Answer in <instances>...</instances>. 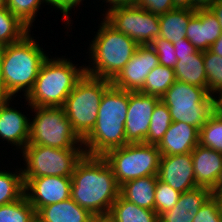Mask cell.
<instances>
[{
  "instance_id": "6da1fadb",
  "label": "cell",
  "mask_w": 222,
  "mask_h": 222,
  "mask_svg": "<svg viewBox=\"0 0 222 222\" xmlns=\"http://www.w3.org/2000/svg\"><path fill=\"white\" fill-rule=\"evenodd\" d=\"M119 195L120 186L107 160L85 154L72 174L71 199L97 216L110 213Z\"/></svg>"
},
{
  "instance_id": "7a4b0ae2",
  "label": "cell",
  "mask_w": 222,
  "mask_h": 222,
  "mask_svg": "<svg viewBox=\"0 0 222 222\" xmlns=\"http://www.w3.org/2000/svg\"><path fill=\"white\" fill-rule=\"evenodd\" d=\"M129 104V91L111 85L103 94L97 121L83 139L86 155L104 156L109 150L128 144L125 121Z\"/></svg>"
},
{
  "instance_id": "3957f363",
  "label": "cell",
  "mask_w": 222,
  "mask_h": 222,
  "mask_svg": "<svg viewBox=\"0 0 222 222\" xmlns=\"http://www.w3.org/2000/svg\"><path fill=\"white\" fill-rule=\"evenodd\" d=\"M37 43L29 32L20 41L0 47L4 98L16 97L21 90L26 97L33 89L38 72L48 57Z\"/></svg>"
},
{
  "instance_id": "277c9868",
  "label": "cell",
  "mask_w": 222,
  "mask_h": 222,
  "mask_svg": "<svg viewBox=\"0 0 222 222\" xmlns=\"http://www.w3.org/2000/svg\"><path fill=\"white\" fill-rule=\"evenodd\" d=\"M75 66L70 58H49L43 62L33 89L25 97L28 105L63 107L66 98L83 77L85 66Z\"/></svg>"
},
{
  "instance_id": "5b68a950",
  "label": "cell",
  "mask_w": 222,
  "mask_h": 222,
  "mask_svg": "<svg viewBox=\"0 0 222 222\" xmlns=\"http://www.w3.org/2000/svg\"><path fill=\"white\" fill-rule=\"evenodd\" d=\"M97 35L89 44L91 66L85 65L86 74L112 81L135 54L138 44L122 32L116 31L104 19ZM93 66V67H92Z\"/></svg>"
},
{
  "instance_id": "8992f818",
  "label": "cell",
  "mask_w": 222,
  "mask_h": 222,
  "mask_svg": "<svg viewBox=\"0 0 222 222\" xmlns=\"http://www.w3.org/2000/svg\"><path fill=\"white\" fill-rule=\"evenodd\" d=\"M111 85L110 80L85 73L66 98V117L82 140L94 128L102 96Z\"/></svg>"
},
{
  "instance_id": "52a82bcc",
  "label": "cell",
  "mask_w": 222,
  "mask_h": 222,
  "mask_svg": "<svg viewBox=\"0 0 222 222\" xmlns=\"http://www.w3.org/2000/svg\"><path fill=\"white\" fill-rule=\"evenodd\" d=\"M29 106L35 117L30 121L28 145L84 149L83 140L73 130L63 107Z\"/></svg>"
},
{
  "instance_id": "ba28073f",
  "label": "cell",
  "mask_w": 222,
  "mask_h": 222,
  "mask_svg": "<svg viewBox=\"0 0 222 222\" xmlns=\"http://www.w3.org/2000/svg\"><path fill=\"white\" fill-rule=\"evenodd\" d=\"M169 108L172 122H184L200 128L216 109V97L205 88L176 80L161 97Z\"/></svg>"
},
{
  "instance_id": "9c48e42d",
  "label": "cell",
  "mask_w": 222,
  "mask_h": 222,
  "mask_svg": "<svg viewBox=\"0 0 222 222\" xmlns=\"http://www.w3.org/2000/svg\"><path fill=\"white\" fill-rule=\"evenodd\" d=\"M112 167L119 186L140 177L157 176L161 153L157 145L128 143L103 156Z\"/></svg>"
},
{
  "instance_id": "30bf717a",
  "label": "cell",
  "mask_w": 222,
  "mask_h": 222,
  "mask_svg": "<svg viewBox=\"0 0 222 222\" xmlns=\"http://www.w3.org/2000/svg\"><path fill=\"white\" fill-rule=\"evenodd\" d=\"M21 153L26 163V168H21L23 178L72 177L77 163L86 154L84 149H61L41 145H27Z\"/></svg>"
},
{
  "instance_id": "8fae6325",
  "label": "cell",
  "mask_w": 222,
  "mask_h": 222,
  "mask_svg": "<svg viewBox=\"0 0 222 222\" xmlns=\"http://www.w3.org/2000/svg\"><path fill=\"white\" fill-rule=\"evenodd\" d=\"M104 20L138 45H150L160 35L159 15L137 5L115 6L106 9Z\"/></svg>"
},
{
  "instance_id": "7c38bea8",
  "label": "cell",
  "mask_w": 222,
  "mask_h": 222,
  "mask_svg": "<svg viewBox=\"0 0 222 222\" xmlns=\"http://www.w3.org/2000/svg\"><path fill=\"white\" fill-rule=\"evenodd\" d=\"M159 65L158 55L150 45H139L111 84L119 89L138 92L143 88L148 74Z\"/></svg>"
},
{
  "instance_id": "4fadbf2b",
  "label": "cell",
  "mask_w": 222,
  "mask_h": 222,
  "mask_svg": "<svg viewBox=\"0 0 222 222\" xmlns=\"http://www.w3.org/2000/svg\"><path fill=\"white\" fill-rule=\"evenodd\" d=\"M24 194L35 211L49 204L71 198L72 177L45 176L23 178Z\"/></svg>"
},
{
  "instance_id": "5bb4252c",
  "label": "cell",
  "mask_w": 222,
  "mask_h": 222,
  "mask_svg": "<svg viewBox=\"0 0 222 222\" xmlns=\"http://www.w3.org/2000/svg\"><path fill=\"white\" fill-rule=\"evenodd\" d=\"M160 100L157 96L129 91L128 112L124 124L127 143H145L153 110Z\"/></svg>"
},
{
  "instance_id": "9a60e30c",
  "label": "cell",
  "mask_w": 222,
  "mask_h": 222,
  "mask_svg": "<svg viewBox=\"0 0 222 222\" xmlns=\"http://www.w3.org/2000/svg\"><path fill=\"white\" fill-rule=\"evenodd\" d=\"M157 177L180 193L199 187L191 153L161 156Z\"/></svg>"
},
{
  "instance_id": "2e32d148",
  "label": "cell",
  "mask_w": 222,
  "mask_h": 222,
  "mask_svg": "<svg viewBox=\"0 0 222 222\" xmlns=\"http://www.w3.org/2000/svg\"><path fill=\"white\" fill-rule=\"evenodd\" d=\"M14 97L0 100V138L16 146L22 151L29 140L30 118L9 103Z\"/></svg>"
},
{
  "instance_id": "e0dca14e",
  "label": "cell",
  "mask_w": 222,
  "mask_h": 222,
  "mask_svg": "<svg viewBox=\"0 0 222 222\" xmlns=\"http://www.w3.org/2000/svg\"><path fill=\"white\" fill-rule=\"evenodd\" d=\"M186 30V38L199 51H207L222 35L220 23L209 8L196 10Z\"/></svg>"
},
{
  "instance_id": "ac0fdd59",
  "label": "cell",
  "mask_w": 222,
  "mask_h": 222,
  "mask_svg": "<svg viewBox=\"0 0 222 222\" xmlns=\"http://www.w3.org/2000/svg\"><path fill=\"white\" fill-rule=\"evenodd\" d=\"M200 130L190 124L172 122L157 145L161 156L191 153L199 144Z\"/></svg>"
},
{
  "instance_id": "d6986e66",
  "label": "cell",
  "mask_w": 222,
  "mask_h": 222,
  "mask_svg": "<svg viewBox=\"0 0 222 222\" xmlns=\"http://www.w3.org/2000/svg\"><path fill=\"white\" fill-rule=\"evenodd\" d=\"M191 156L196 184L213 190L222 171V153L198 144Z\"/></svg>"
},
{
  "instance_id": "ffe728a7",
  "label": "cell",
  "mask_w": 222,
  "mask_h": 222,
  "mask_svg": "<svg viewBox=\"0 0 222 222\" xmlns=\"http://www.w3.org/2000/svg\"><path fill=\"white\" fill-rule=\"evenodd\" d=\"M212 195V190L206 187L181 193L176 205L159 216V222H193L196 213Z\"/></svg>"
},
{
  "instance_id": "44dd1931",
  "label": "cell",
  "mask_w": 222,
  "mask_h": 222,
  "mask_svg": "<svg viewBox=\"0 0 222 222\" xmlns=\"http://www.w3.org/2000/svg\"><path fill=\"white\" fill-rule=\"evenodd\" d=\"M36 217L41 222H93L94 219V215L71 198L39 208Z\"/></svg>"
},
{
  "instance_id": "7402d4cb",
  "label": "cell",
  "mask_w": 222,
  "mask_h": 222,
  "mask_svg": "<svg viewBox=\"0 0 222 222\" xmlns=\"http://www.w3.org/2000/svg\"><path fill=\"white\" fill-rule=\"evenodd\" d=\"M157 176L129 180L120 186V195L139 207L155 211V186Z\"/></svg>"
},
{
  "instance_id": "603a6c76",
  "label": "cell",
  "mask_w": 222,
  "mask_h": 222,
  "mask_svg": "<svg viewBox=\"0 0 222 222\" xmlns=\"http://www.w3.org/2000/svg\"><path fill=\"white\" fill-rule=\"evenodd\" d=\"M173 69L176 80L207 90L203 51L197 50L192 55L180 57Z\"/></svg>"
},
{
  "instance_id": "cb8c5ba5",
  "label": "cell",
  "mask_w": 222,
  "mask_h": 222,
  "mask_svg": "<svg viewBox=\"0 0 222 222\" xmlns=\"http://www.w3.org/2000/svg\"><path fill=\"white\" fill-rule=\"evenodd\" d=\"M196 10L176 8L159 16L160 35L171 43L186 38V29Z\"/></svg>"
},
{
  "instance_id": "d4e9b609",
  "label": "cell",
  "mask_w": 222,
  "mask_h": 222,
  "mask_svg": "<svg viewBox=\"0 0 222 222\" xmlns=\"http://www.w3.org/2000/svg\"><path fill=\"white\" fill-rule=\"evenodd\" d=\"M117 222H159L155 211L139 207L121 195L113 203L109 213Z\"/></svg>"
},
{
  "instance_id": "484cf974",
  "label": "cell",
  "mask_w": 222,
  "mask_h": 222,
  "mask_svg": "<svg viewBox=\"0 0 222 222\" xmlns=\"http://www.w3.org/2000/svg\"><path fill=\"white\" fill-rule=\"evenodd\" d=\"M175 81L173 68L158 65L148 74L143 88L139 92L161 98Z\"/></svg>"
},
{
  "instance_id": "4316f807",
  "label": "cell",
  "mask_w": 222,
  "mask_h": 222,
  "mask_svg": "<svg viewBox=\"0 0 222 222\" xmlns=\"http://www.w3.org/2000/svg\"><path fill=\"white\" fill-rule=\"evenodd\" d=\"M29 32L7 7L0 9V47L20 41Z\"/></svg>"
},
{
  "instance_id": "83f0119b",
  "label": "cell",
  "mask_w": 222,
  "mask_h": 222,
  "mask_svg": "<svg viewBox=\"0 0 222 222\" xmlns=\"http://www.w3.org/2000/svg\"><path fill=\"white\" fill-rule=\"evenodd\" d=\"M24 191L25 183L21 169L13 173L0 170V206L20 199Z\"/></svg>"
},
{
  "instance_id": "f1b7e54d",
  "label": "cell",
  "mask_w": 222,
  "mask_h": 222,
  "mask_svg": "<svg viewBox=\"0 0 222 222\" xmlns=\"http://www.w3.org/2000/svg\"><path fill=\"white\" fill-rule=\"evenodd\" d=\"M172 123L169 108L163 101H159L151 116L146 144L158 145Z\"/></svg>"
},
{
  "instance_id": "f546056e",
  "label": "cell",
  "mask_w": 222,
  "mask_h": 222,
  "mask_svg": "<svg viewBox=\"0 0 222 222\" xmlns=\"http://www.w3.org/2000/svg\"><path fill=\"white\" fill-rule=\"evenodd\" d=\"M199 144L222 153V113L217 109L200 128Z\"/></svg>"
},
{
  "instance_id": "4dcf8cb0",
  "label": "cell",
  "mask_w": 222,
  "mask_h": 222,
  "mask_svg": "<svg viewBox=\"0 0 222 222\" xmlns=\"http://www.w3.org/2000/svg\"><path fill=\"white\" fill-rule=\"evenodd\" d=\"M36 211L25 194L18 200L0 206V222H32Z\"/></svg>"
},
{
  "instance_id": "1f68e13d",
  "label": "cell",
  "mask_w": 222,
  "mask_h": 222,
  "mask_svg": "<svg viewBox=\"0 0 222 222\" xmlns=\"http://www.w3.org/2000/svg\"><path fill=\"white\" fill-rule=\"evenodd\" d=\"M205 72L207 75V91L215 97L222 93V57L211 52L203 51Z\"/></svg>"
},
{
  "instance_id": "d6a6232c",
  "label": "cell",
  "mask_w": 222,
  "mask_h": 222,
  "mask_svg": "<svg viewBox=\"0 0 222 222\" xmlns=\"http://www.w3.org/2000/svg\"><path fill=\"white\" fill-rule=\"evenodd\" d=\"M45 0H6L8 10L29 30Z\"/></svg>"
},
{
  "instance_id": "836d02e7",
  "label": "cell",
  "mask_w": 222,
  "mask_h": 222,
  "mask_svg": "<svg viewBox=\"0 0 222 222\" xmlns=\"http://www.w3.org/2000/svg\"><path fill=\"white\" fill-rule=\"evenodd\" d=\"M180 195V192L158 179L155 186V212L158 216L171 210L178 202Z\"/></svg>"
},
{
  "instance_id": "e575fe53",
  "label": "cell",
  "mask_w": 222,
  "mask_h": 222,
  "mask_svg": "<svg viewBox=\"0 0 222 222\" xmlns=\"http://www.w3.org/2000/svg\"><path fill=\"white\" fill-rule=\"evenodd\" d=\"M150 46L158 55L159 65L174 68L178 61L173 43L162 37L153 40Z\"/></svg>"
},
{
  "instance_id": "d590c367",
  "label": "cell",
  "mask_w": 222,
  "mask_h": 222,
  "mask_svg": "<svg viewBox=\"0 0 222 222\" xmlns=\"http://www.w3.org/2000/svg\"><path fill=\"white\" fill-rule=\"evenodd\" d=\"M193 222H222L220 197L212 195L196 213Z\"/></svg>"
},
{
  "instance_id": "8d00e7d4",
  "label": "cell",
  "mask_w": 222,
  "mask_h": 222,
  "mask_svg": "<svg viewBox=\"0 0 222 222\" xmlns=\"http://www.w3.org/2000/svg\"><path fill=\"white\" fill-rule=\"evenodd\" d=\"M136 5L159 16L176 9L172 0H138Z\"/></svg>"
},
{
  "instance_id": "74e56055",
  "label": "cell",
  "mask_w": 222,
  "mask_h": 222,
  "mask_svg": "<svg viewBox=\"0 0 222 222\" xmlns=\"http://www.w3.org/2000/svg\"><path fill=\"white\" fill-rule=\"evenodd\" d=\"M81 1H83V0H45V4L53 6L55 9L57 8L56 10L59 9L61 11V13L63 14L62 16L65 17L64 19H66L65 24L70 27V24H72L70 22L72 20H69L70 19V17H69L70 10L72 8H75L78 4H80Z\"/></svg>"
},
{
  "instance_id": "f35d334b",
  "label": "cell",
  "mask_w": 222,
  "mask_h": 222,
  "mask_svg": "<svg viewBox=\"0 0 222 222\" xmlns=\"http://www.w3.org/2000/svg\"><path fill=\"white\" fill-rule=\"evenodd\" d=\"M173 45L178 60H180V57L192 55L197 51L187 38L181 39L177 43H173Z\"/></svg>"
},
{
  "instance_id": "ab89813d",
  "label": "cell",
  "mask_w": 222,
  "mask_h": 222,
  "mask_svg": "<svg viewBox=\"0 0 222 222\" xmlns=\"http://www.w3.org/2000/svg\"><path fill=\"white\" fill-rule=\"evenodd\" d=\"M218 0H194V10L208 9L212 7Z\"/></svg>"
},
{
  "instance_id": "60d3db41",
  "label": "cell",
  "mask_w": 222,
  "mask_h": 222,
  "mask_svg": "<svg viewBox=\"0 0 222 222\" xmlns=\"http://www.w3.org/2000/svg\"><path fill=\"white\" fill-rule=\"evenodd\" d=\"M175 8L194 10V0H172Z\"/></svg>"
},
{
  "instance_id": "b9f144b4",
  "label": "cell",
  "mask_w": 222,
  "mask_h": 222,
  "mask_svg": "<svg viewBox=\"0 0 222 222\" xmlns=\"http://www.w3.org/2000/svg\"><path fill=\"white\" fill-rule=\"evenodd\" d=\"M217 17L222 28V0H218L212 7L209 8Z\"/></svg>"
},
{
  "instance_id": "7bdbcfd3",
  "label": "cell",
  "mask_w": 222,
  "mask_h": 222,
  "mask_svg": "<svg viewBox=\"0 0 222 222\" xmlns=\"http://www.w3.org/2000/svg\"><path fill=\"white\" fill-rule=\"evenodd\" d=\"M108 4V8L124 5H136L138 0H104ZM112 5V6H111Z\"/></svg>"
},
{
  "instance_id": "ee69618b",
  "label": "cell",
  "mask_w": 222,
  "mask_h": 222,
  "mask_svg": "<svg viewBox=\"0 0 222 222\" xmlns=\"http://www.w3.org/2000/svg\"><path fill=\"white\" fill-rule=\"evenodd\" d=\"M209 50L222 57V35L210 46Z\"/></svg>"
},
{
  "instance_id": "f6af8a7d",
  "label": "cell",
  "mask_w": 222,
  "mask_h": 222,
  "mask_svg": "<svg viewBox=\"0 0 222 222\" xmlns=\"http://www.w3.org/2000/svg\"><path fill=\"white\" fill-rule=\"evenodd\" d=\"M93 222H117L109 213L94 216Z\"/></svg>"
},
{
  "instance_id": "bcb514c9",
  "label": "cell",
  "mask_w": 222,
  "mask_h": 222,
  "mask_svg": "<svg viewBox=\"0 0 222 222\" xmlns=\"http://www.w3.org/2000/svg\"><path fill=\"white\" fill-rule=\"evenodd\" d=\"M214 196L222 197V171L218 179L216 187L212 190Z\"/></svg>"
},
{
  "instance_id": "7dc6e473",
  "label": "cell",
  "mask_w": 222,
  "mask_h": 222,
  "mask_svg": "<svg viewBox=\"0 0 222 222\" xmlns=\"http://www.w3.org/2000/svg\"><path fill=\"white\" fill-rule=\"evenodd\" d=\"M0 98H4V84H3V76H2V63H1V55H0Z\"/></svg>"
},
{
  "instance_id": "c3c4849f",
  "label": "cell",
  "mask_w": 222,
  "mask_h": 222,
  "mask_svg": "<svg viewBox=\"0 0 222 222\" xmlns=\"http://www.w3.org/2000/svg\"><path fill=\"white\" fill-rule=\"evenodd\" d=\"M216 109L222 113V93L218 97L216 96Z\"/></svg>"
},
{
  "instance_id": "681fc988",
  "label": "cell",
  "mask_w": 222,
  "mask_h": 222,
  "mask_svg": "<svg viewBox=\"0 0 222 222\" xmlns=\"http://www.w3.org/2000/svg\"><path fill=\"white\" fill-rule=\"evenodd\" d=\"M6 8V0H0V9Z\"/></svg>"
},
{
  "instance_id": "f907efd6",
  "label": "cell",
  "mask_w": 222,
  "mask_h": 222,
  "mask_svg": "<svg viewBox=\"0 0 222 222\" xmlns=\"http://www.w3.org/2000/svg\"><path fill=\"white\" fill-rule=\"evenodd\" d=\"M32 222H41L37 217Z\"/></svg>"
},
{
  "instance_id": "816d5d0a",
  "label": "cell",
  "mask_w": 222,
  "mask_h": 222,
  "mask_svg": "<svg viewBox=\"0 0 222 222\" xmlns=\"http://www.w3.org/2000/svg\"><path fill=\"white\" fill-rule=\"evenodd\" d=\"M220 205H221V209H222V197L220 198Z\"/></svg>"
}]
</instances>
